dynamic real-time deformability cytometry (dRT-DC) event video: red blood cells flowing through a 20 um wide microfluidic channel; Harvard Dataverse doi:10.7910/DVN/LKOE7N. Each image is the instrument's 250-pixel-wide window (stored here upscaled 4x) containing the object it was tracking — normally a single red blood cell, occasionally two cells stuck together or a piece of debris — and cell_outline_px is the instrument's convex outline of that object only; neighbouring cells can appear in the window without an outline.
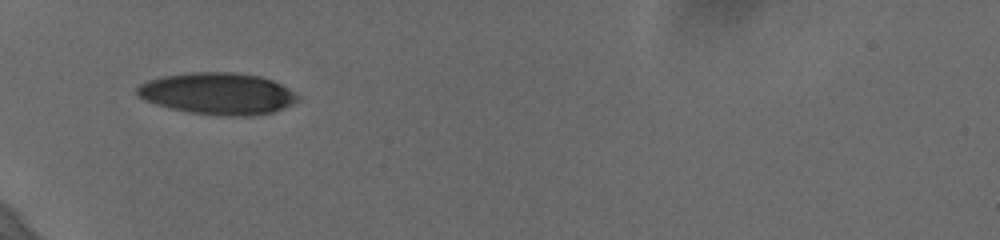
{"species": "human", "species_latin": "Homo sapiens", "temperature_condition": "cold", "stored_images_in_passage": 37, "camera_frame_rate_fps": 3000, "um_per_image_px": 0.085, "donor": {"sex": "female"}, "frame": {"image": 1, "passage_image": 1, "time_ms": 0.0, "image_size_px": [1000, 240], "cell_outline_px": [[300, 100], [292, 104], [272, 112], [248, 116], [228, 116], [188, 112], [168, 108], [144, 100], [136, 96], [136, 88], [140, 84], [148, 80], [164, 76], [192, 72], [236, 72], [260, 76], [272, 80], [288, 88], [300, 96]], "centroid_in_image_um": [18.49, 7.95], "position_along_channel_um": 66.5, "area_um2": 39.19}}
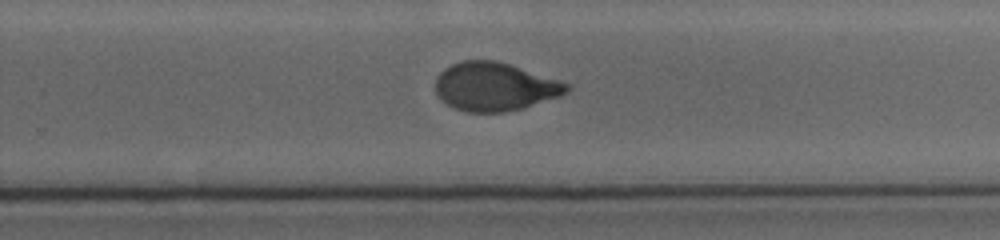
{"frame": {"image": 2, "passage_image": 20, "time_ms": 6.333, "image_size_px": [1000, 240], "cell_outline_px": [[572, 88], [568, 92], [560, 96], [520, 108], [504, 112], [468, 112], [456, 108], [440, 100], [436, 92], [436, 76], [444, 68], [452, 64], [464, 60], [496, 60], [560, 80], [572, 84]], "centroid_in_image_um": [42.06, 7.35], "position_along_channel_um": 287.7, "area_um2": 36.99}}
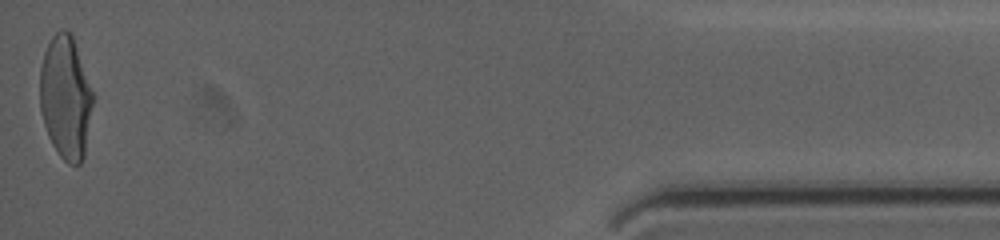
{"frame": {"image": 3, "passage_image": 37, "time_ms": 12.0, "image_size_px": [1000, 240], "cell_outline_px": [[92, 104], [84, 156], [80, 164], [76, 168], [68, 164], [60, 156], [52, 144], [48, 136], [44, 124], [40, 108], [40, 68], [44, 52], [52, 36], [60, 28], [64, 28], [72, 36], [92, 92]], "centroid_in_image_um": [5.55, 8.32], "position_along_channel_um": 429.7, "area_um2": 37.57}, "authors_computed_cell_mechanics": {"area_um2": 38.148, "velocity_mm_per_s": 3.6626, "shape_relaxation_time_tau1_ms": 4.5559, "shape_relaxation_time_tau2_ms": 1.1713, "deformation_change_tau1": 0.1798, "deformation_change_tau2": 0.0549}}